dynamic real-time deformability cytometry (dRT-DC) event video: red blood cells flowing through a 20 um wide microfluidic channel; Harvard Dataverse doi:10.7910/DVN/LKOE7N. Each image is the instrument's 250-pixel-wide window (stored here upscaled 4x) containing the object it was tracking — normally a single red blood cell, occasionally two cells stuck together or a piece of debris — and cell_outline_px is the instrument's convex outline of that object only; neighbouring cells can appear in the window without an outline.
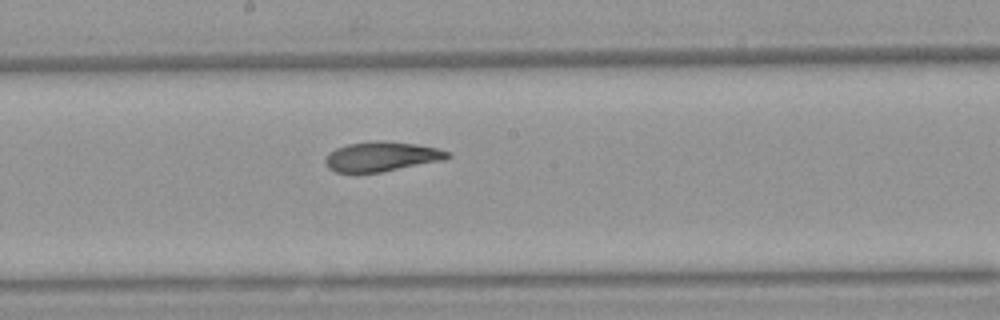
{"species": "Egyptian fruit bat (a non-hibernating species)", "species_latin": "Rousettus aegyptiacus", "temperature_condition": "warm", "stored_images_in_passage": 8, "segment_of_instrument_passage": [2, 2], "camera_frame_rate_fps": 3000, "um_per_image_px": 0.085, "animal": {"sex": "female"}, "frame": {"image": 1, "passage_image": 8, "time_ms": 9.667, "image_size_px": [1000, 320], "cell_outline_px": [[452, 156], [444, 160], [380, 172], [336, 172], [328, 168], [324, 160], [328, 152], [336, 148], [348, 144], [380, 140], [384, 140], [416, 144], [436, 148], [452, 152]], "centroid_in_image_um": [32.45, 13.3], "position_along_channel_um": 215.8, "area_um2": 21.15}}